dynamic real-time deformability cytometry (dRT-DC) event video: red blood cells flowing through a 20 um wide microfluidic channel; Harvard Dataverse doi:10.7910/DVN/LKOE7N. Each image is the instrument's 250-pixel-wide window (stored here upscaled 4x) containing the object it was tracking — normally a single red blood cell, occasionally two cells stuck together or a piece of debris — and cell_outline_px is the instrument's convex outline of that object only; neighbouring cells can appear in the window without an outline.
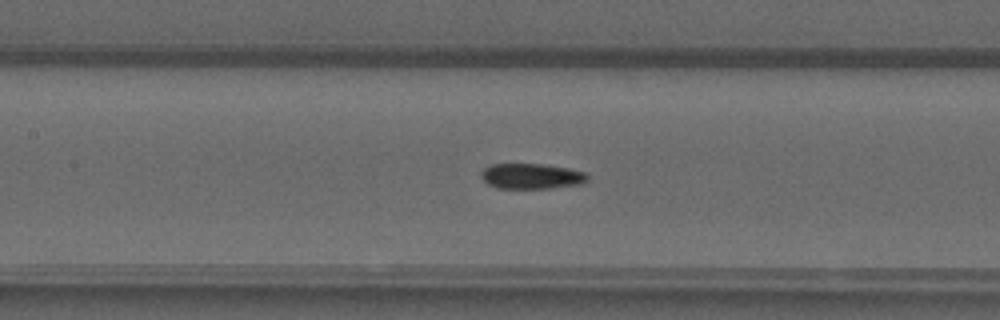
{"species": "common noctule bat (a hibernating species)", "species_latin": "Nyctalus noctula", "temperature_condition": "warm", "stored_images_in_passage": 51, "camera_frame_rate_fps": 3000, "um_per_image_px": 0.085, "animal": {"sex": "male", "forearm_length_mm": 52.5}, "frame": {"image": 1, "passage_image": 24, "time_ms": 7.667, "image_size_px": [1000, 320], "cell_outline_px": [[588, 180], [584, 184], [552, 188], [496, 188], [488, 184], [480, 176], [480, 172], [484, 168], [492, 164], [540, 164], [568, 168], [584, 172], [588, 176]], "centroid_in_image_um": [45.18, 14.98], "position_along_channel_um": 162.2, "area_um2": 15.84}}
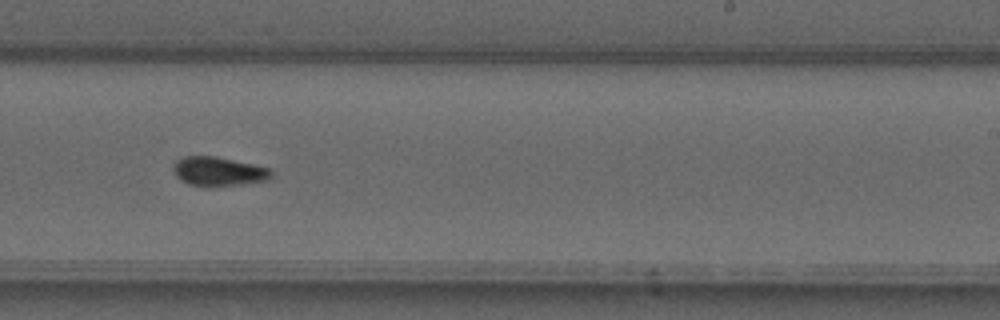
{"frame": {"image": 2, "passage_image": 32, "time_ms": 10.333, "image_size_px": [1000, 320], "cell_outline_px": [[272, 176], [268, 180], [240, 184], [208, 188], [188, 184], [180, 180], [176, 176], [172, 168], [172, 164], [176, 160], [184, 156], [216, 156], [252, 164], [268, 168], [272, 172]], "centroid_in_image_um": [18.51, 14.58], "position_along_channel_um": 270.5, "area_um2": 16.88}}
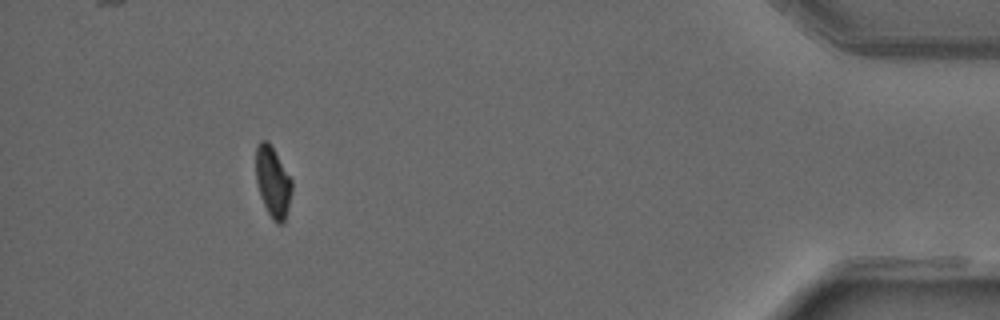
{"frame": {"image": 3, "passage_image": 47, "time_ms": 15.333, "image_size_px": [1000, 320], "cell_outline_px": [[292, 188], [284, 220], [280, 224], [276, 224], [272, 220], [260, 196], [256, 180], [256, 144], [260, 140], [268, 140], [292, 180]], "centroid_in_image_um": [23.16, 15.43], "position_along_channel_um": 412.0, "area_um2": 14.62}, "authors_computed_cell_mechanics": {"area_um2": 15.8372, "velocity_mm_per_s": 4.0749, "shape_relaxation_time_tau1_ms": null, "shape_relaxation_time_tau2_ms": 8.5622, "deformation_change_tau1": null, "deformation_change_tau2": 0.0835}}